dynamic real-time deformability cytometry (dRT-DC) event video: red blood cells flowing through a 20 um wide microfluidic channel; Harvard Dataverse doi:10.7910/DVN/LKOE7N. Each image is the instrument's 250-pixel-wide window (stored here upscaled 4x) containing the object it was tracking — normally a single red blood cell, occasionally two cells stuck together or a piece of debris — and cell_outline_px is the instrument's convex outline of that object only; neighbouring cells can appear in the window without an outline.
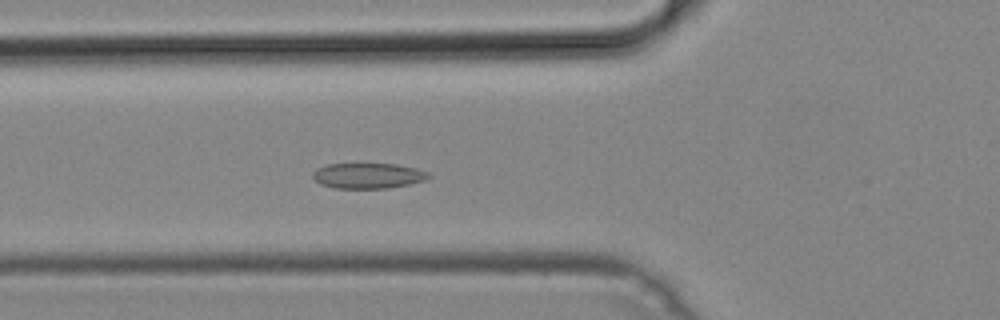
{"species": "common noctule bat (a hibernating species)", "species_latin": "Nyctalus noctula", "temperature_condition": "cold", "stored_images_in_passage": 51, "camera_frame_rate_fps": 3000, "um_per_image_px": 0.085, "animal": {"sex": "male", "body_mass_g": 19.2, "forearm_length_mm": 51.8}, "frame": {"image": 1, "passage_image": 19, "time_ms": 6.0, "image_size_px": [1000, 320], "cell_outline_px": [[432, 176], [424, 180], [408, 184], [388, 188], [336, 188], [320, 184], [312, 176], [312, 172], [316, 168], [328, 164], [396, 164], [416, 168], [428, 172]], "centroid_in_image_um": [31.27, 14.93], "position_along_channel_um": 94.5, "area_um2": 17.11}}
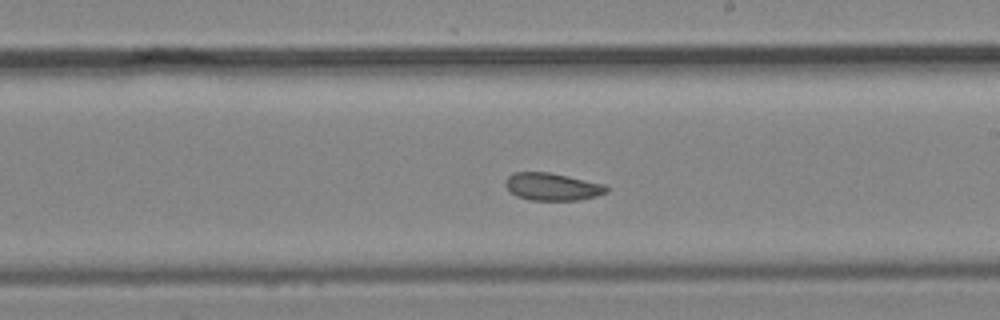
{"frame": {"image": 2, "passage_image": 30, "time_ms": 9.667, "image_size_px": [1000, 320], "cell_outline_px": [[608, 192], [596, 196], [576, 200], [528, 200], [516, 196], [504, 184], [504, 180], [512, 172], [548, 172], [568, 176], [604, 184], [608, 188]], "centroid_in_image_um": [46.91, 15.86], "position_along_channel_um": 242.1, "area_um2": 16.18}}
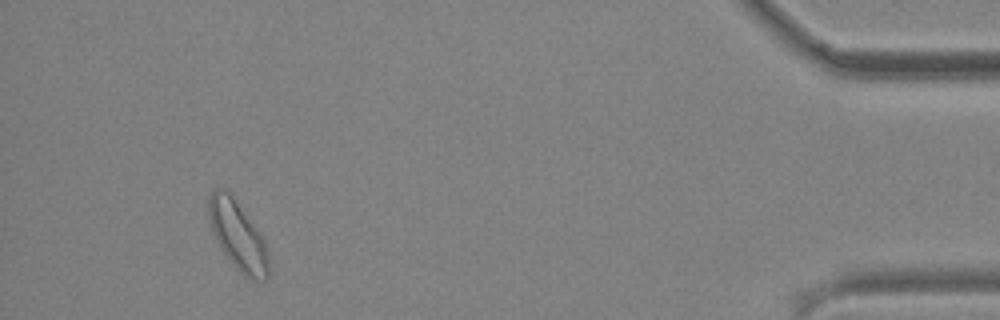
{"frame": {"image": 3, "passage_image": 48, "time_ms": 15.667, "image_size_px": [1000, 320], "cell_outline_px": [[268, 276], [264, 280], [252, 280], [244, 276], [232, 264], [220, 248], [212, 232], [208, 216], [208, 196], [216, 188], [224, 188], [232, 196], [264, 240], [268, 260]], "centroid_in_image_um": [20.17, 20.04], "position_along_channel_um": 415.0, "area_um2": 23.64}}